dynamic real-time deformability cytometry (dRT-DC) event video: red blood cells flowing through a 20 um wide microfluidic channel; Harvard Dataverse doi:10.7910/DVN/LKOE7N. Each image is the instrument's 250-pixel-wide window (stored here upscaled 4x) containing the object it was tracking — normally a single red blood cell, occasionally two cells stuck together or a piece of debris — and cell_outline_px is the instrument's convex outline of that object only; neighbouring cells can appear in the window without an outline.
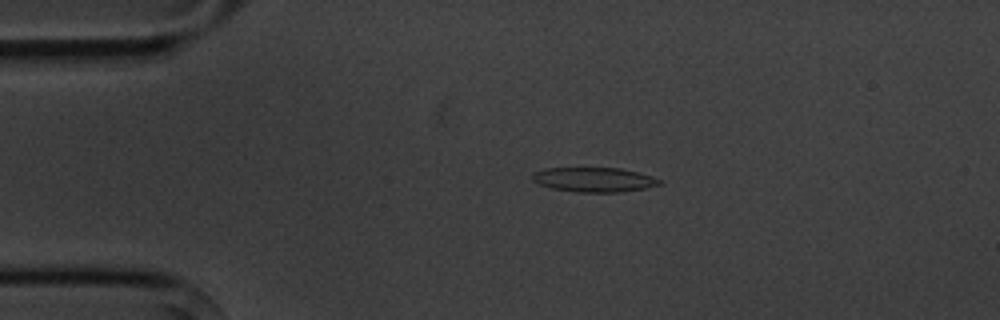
{"species": "common noctule bat (a hibernating species)", "species_latin": "Nyctalus noctula", "temperature_condition": "cold", "stored_images_in_passage": 2, "camera_frame_rate_fps": 3000, "um_per_image_px": 0.085, "animal": {"sex": "male", "body_mass_g": 20.1, "forearm_length_mm": 53.5}, "frame": {"image": 1, "passage_image": 1, "time_ms": 0.0, "image_size_px": [1000, 320], "cell_outline_px": [[660, 184], [644, 188], [620, 192], [576, 192], [552, 188], [540, 184], [532, 180], [532, 172], [544, 168], [620, 168], [640, 172], [652, 176], [660, 180]], "centroid_in_image_um": [50.47, 15.26], "position_along_channel_um": 34.5, "area_um2": 18.15}}